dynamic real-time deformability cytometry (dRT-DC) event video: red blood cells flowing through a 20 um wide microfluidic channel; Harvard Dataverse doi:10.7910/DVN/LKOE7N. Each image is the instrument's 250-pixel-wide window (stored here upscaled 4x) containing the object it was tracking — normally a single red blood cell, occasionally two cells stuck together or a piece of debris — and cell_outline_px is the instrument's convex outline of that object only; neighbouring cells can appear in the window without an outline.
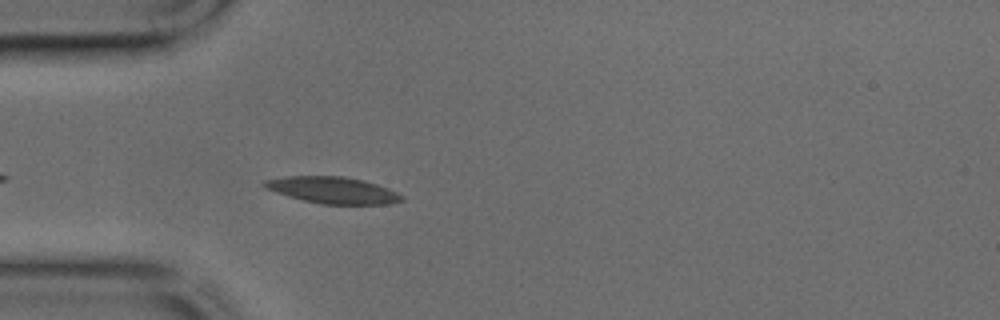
{"species": "common noctule bat (a hibernating species)", "species_latin": "Nyctalus noctula", "temperature_condition": "cold", "stored_images_in_passage": 30, "camera_frame_rate_fps": 3000, "um_per_image_px": 0.085, "animal": {"sex": "male", "body_mass_g": 17.9, "forearm_length_mm": 54.2}, "frame": {"image": 1, "passage_image": 5, "time_ms": 1.333, "image_size_px": [1000, 320], "cell_outline_px": [[404, 200], [388, 204], [320, 204], [288, 196], [264, 188], [260, 184], [264, 180], [284, 176], [344, 176], [364, 180], [388, 188], [404, 196]], "centroid_in_image_um": [28.26, 16.15], "position_along_channel_um": 56.7, "area_um2": 21.39}}
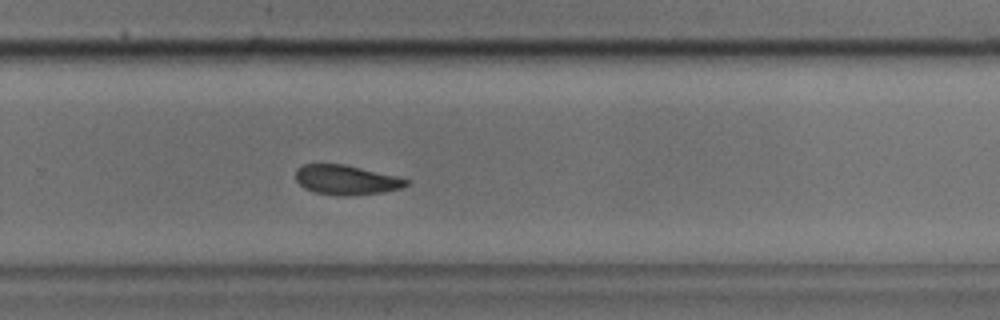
{"frame": {"image": 2, "passage_image": 22, "time_ms": 7.0, "image_size_px": [1000, 320], "cell_outline_px": [[412, 180], [408, 184], [400, 188], [380, 192], [344, 196], [316, 192], [304, 188], [296, 180], [296, 168], [304, 164], [344, 164], [396, 176]], "centroid_in_image_um": [29.42, 15.28], "position_along_channel_um": 300.4, "area_um2": 18.84}}